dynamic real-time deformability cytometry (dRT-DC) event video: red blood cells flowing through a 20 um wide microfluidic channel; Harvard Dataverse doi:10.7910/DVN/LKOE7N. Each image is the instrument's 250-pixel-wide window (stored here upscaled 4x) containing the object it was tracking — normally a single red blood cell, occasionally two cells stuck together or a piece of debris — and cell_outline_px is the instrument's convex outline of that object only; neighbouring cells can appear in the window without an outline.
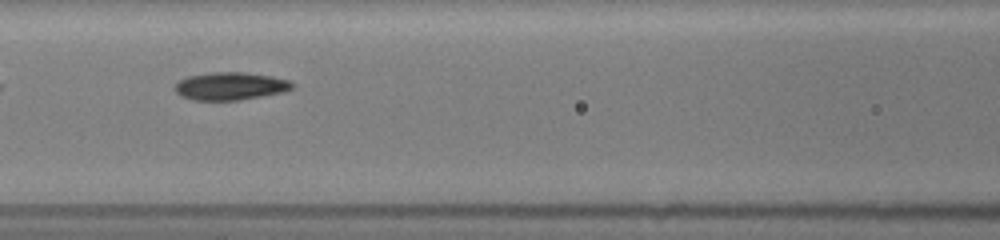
{"species": "common noctule bat (a hibernating species)", "species_latin": "Nyctalus noctula", "temperature_condition": "room temperature", "stored_images_in_passage": 19, "camera_frame_rate_fps": 3000, "um_per_image_px": 0.085, "animal": {"sex": "female", "body_mass_g": 19.5, "forearm_length_mm": 54.1}, "frame": {"image": 1, "passage_image": 5, "time_ms": 2.333, "image_size_px": [1000, 240], "cell_outline_px": [[296, 84], [292, 88], [284, 92], [240, 100], [192, 100], [180, 96], [172, 88], [180, 80], [188, 76], [212, 72], [244, 72], [272, 76], [292, 80]], "centroid_in_image_um": [19.6, 7.32], "position_along_channel_um": 147.0, "area_um2": 19.25}}
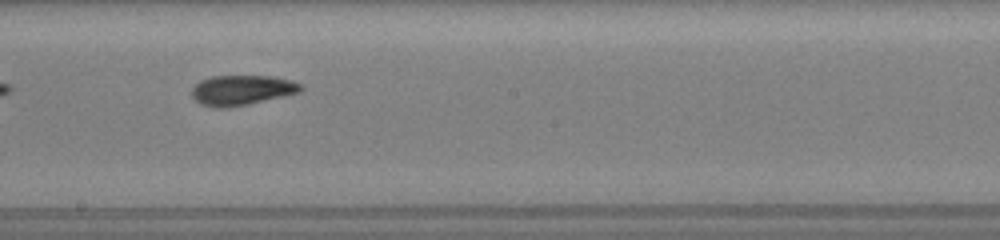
{"frame": {"image": 2, "passage_image": 10, "time_ms": 4.333, "image_size_px": [1000, 240], "cell_outline_px": [[304, 88], [300, 92], [284, 96], [248, 104], [228, 108], [212, 108], [200, 104], [192, 96], [192, 88], [200, 80], [212, 76], [272, 76], [292, 80], [300, 84]], "centroid_in_image_um": [20.54, 7.67], "position_along_channel_um": 227.7, "area_um2": 19.19}}